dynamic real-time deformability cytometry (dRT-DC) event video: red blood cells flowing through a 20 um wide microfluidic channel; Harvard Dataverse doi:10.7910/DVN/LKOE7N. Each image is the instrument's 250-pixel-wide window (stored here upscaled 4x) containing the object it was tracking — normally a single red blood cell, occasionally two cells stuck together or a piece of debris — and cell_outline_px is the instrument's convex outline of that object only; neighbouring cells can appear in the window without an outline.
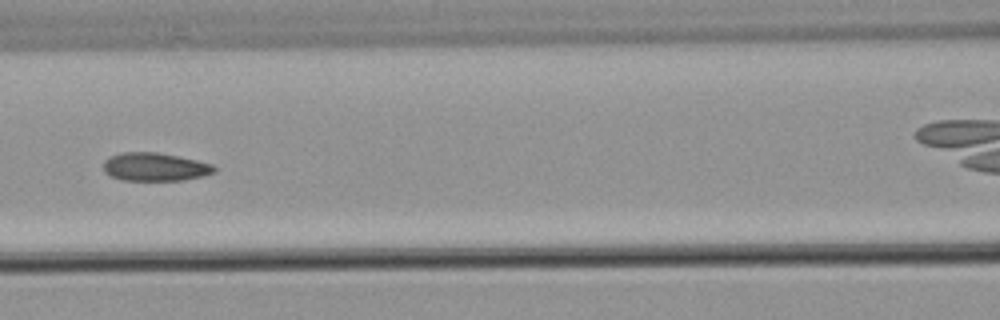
{"species": "common noctule bat (a hibernating species)", "species_latin": "Nyctalus noctula", "temperature_condition": "warm", "stored_images_in_passage": 13, "camera_frame_rate_fps": 3000, "um_per_image_px": 0.085, "animal": {"sex": "male", "body_mass_g": 21.5, "forearm_length_mm": 52.0}, "frame": {"image": 1, "passage_image": 12, "time_ms": 3.667, "image_size_px": [1000, 320], "cell_outline_px": [[216, 172], [204, 176], [184, 180], [120, 180], [104, 172], [104, 160], [108, 156], [124, 152], [156, 152], [196, 160], [212, 164], [216, 168]], "centroid_in_image_um": [13.17, 14.19], "position_along_channel_um": 153.4, "area_um2": 18.26}}